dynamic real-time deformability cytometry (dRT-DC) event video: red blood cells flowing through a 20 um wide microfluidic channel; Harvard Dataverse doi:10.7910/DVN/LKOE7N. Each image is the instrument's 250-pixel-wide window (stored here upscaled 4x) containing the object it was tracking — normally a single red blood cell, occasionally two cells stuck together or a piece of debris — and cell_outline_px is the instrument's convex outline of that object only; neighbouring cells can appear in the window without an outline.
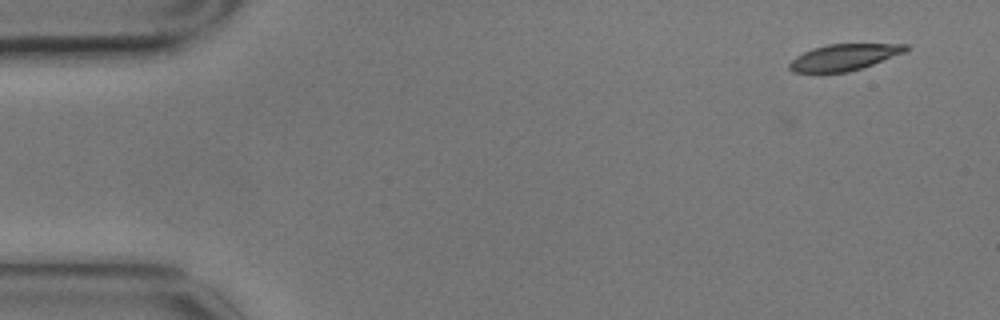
{"species": "common noctule bat (a hibernating species)", "species_latin": "Nyctalus noctula", "temperature_condition": "cold", "stored_images_in_passage": 8, "camera_frame_rate_fps": 3000, "um_per_image_px": 0.085, "animal": {"sex": "male", "body_mass_g": 17.9}, "frame": {"image": 1, "passage_image": 2, "time_ms": 0.333, "image_size_px": [1000, 320], "cell_outline_px": [[908, 48], [904, 52], [872, 64], [848, 72], [792, 72], [788, 68], [788, 64], [796, 56], [812, 48], [828, 44], [908, 44]], "centroid_in_image_um": [71.69, 4.86], "position_along_channel_um": 13.3, "area_um2": 17.57}}
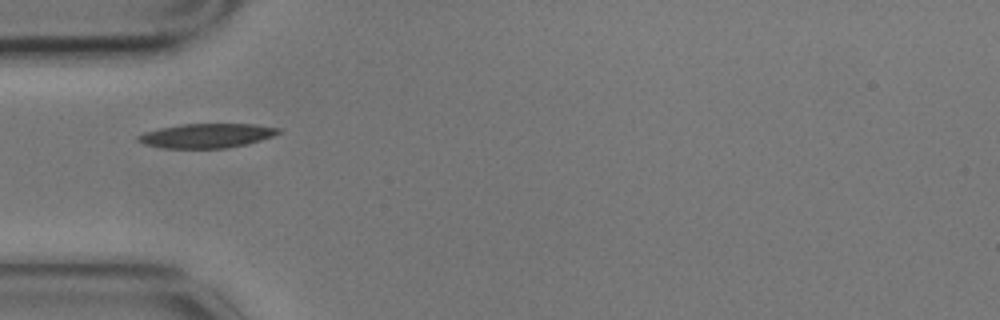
{"frame": {"image": 2, "passage_image": 6, "time_ms": 1.667, "image_size_px": [1000, 320], "cell_outline_px": [[280, 132], [272, 136], [248, 144], [228, 148], [160, 148], [144, 144], [136, 140], [136, 136], [144, 132], [160, 128], [180, 124], [256, 124], [280, 128]], "centroid_in_image_um": [17.54, 11.53], "position_along_channel_um": 67.5, "area_um2": 20.0}}